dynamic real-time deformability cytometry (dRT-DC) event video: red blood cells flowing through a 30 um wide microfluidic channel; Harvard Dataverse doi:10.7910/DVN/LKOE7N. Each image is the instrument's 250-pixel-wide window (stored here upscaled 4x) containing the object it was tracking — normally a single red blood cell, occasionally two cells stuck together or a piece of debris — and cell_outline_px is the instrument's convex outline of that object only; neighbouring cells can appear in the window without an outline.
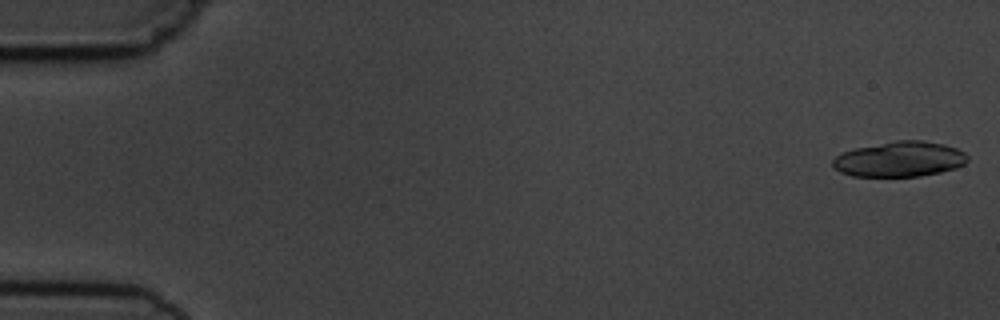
{"species": "common noctule bat (a hibernating species)", "species_latin": "Nyctalus noctula", "temperature_condition": "cold", "stored_images_in_passage": 6, "segment_of_instrument_passage": [1, 2], "camera_frame_rate_fps": 3000, "um_per_image_px": 0.085, "animal": {"sex": "male", "body_mass_g": 19.5, "forearm_length_mm": 54.6}, "frame": {"image": 1, "passage_image": 1, "time_ms": 0.0, "image_size_px": [1000, 320], "cell_outline_px": [[968, 160], [964, 164], [956, 168], [940, 172], [920, 176], [852, 176], [840, 172], [832, 168], [832, 160], [836, 156], [844, 152], [856, 148], [896, 140], [924, 140], [944, 144], [956, 148], [964, 152], [968, 156]], "centroid_in_image_um": [76.47, 13.53], "position_along_channel_um": 8.5, "area_um2": 27.74}}